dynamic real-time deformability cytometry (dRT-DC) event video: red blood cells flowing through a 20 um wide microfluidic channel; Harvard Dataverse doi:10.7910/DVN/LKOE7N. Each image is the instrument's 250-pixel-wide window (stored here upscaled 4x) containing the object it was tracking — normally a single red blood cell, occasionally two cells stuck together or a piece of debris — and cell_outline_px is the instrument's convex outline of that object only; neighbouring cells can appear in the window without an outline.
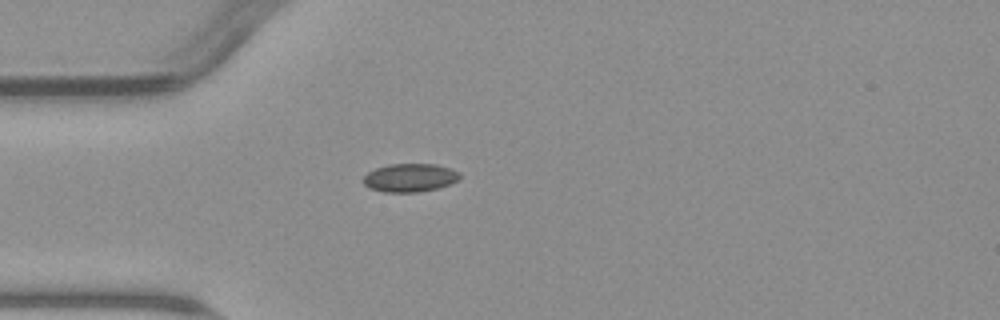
{"species": "common noctule bat (a hibernating species)", "species_latin": "Nyctalus noctula", "temperature_condition": "warm", "stored_images_in_passage": 1, "camera_frame_rate_fps": 3000, "um_per_image_px": 0.085, "animal": {"sex": "male", "body_mass_g": 23.1, "forearm_length_mm": 52.7}, "frame": {"image": 1, "passage_image": 1, "time_ms": 0.0, "image_size_px": [1000, 320], "cell_outline_px": [[460, 180], [440, 188], [420, 192], [384, 192], [368, 188], [364, 184], [364, 176], [368, 172], [376, 168], [388, 164], [436, 164], [452, 168], [460, 172]], "centroid_in_image_um": [34.89, 15.11], "position_along_channel_um": 50.1, "area_um2": 16.18}}